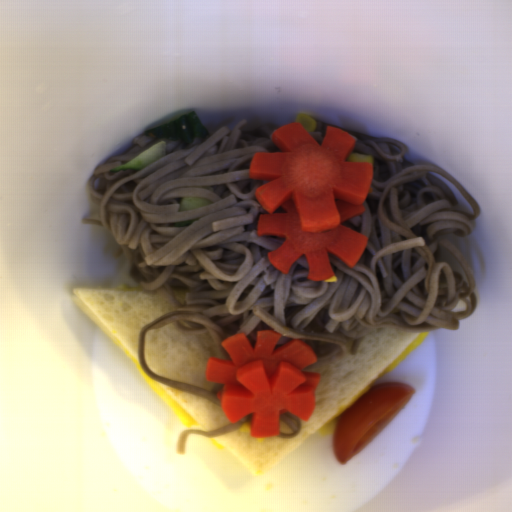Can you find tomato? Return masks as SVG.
<instances>
[{"instance_id": "tomato-1", "label": "tomato", "mask_w": 512, "mask_h": 512, "mask_svg": "<svg viewBox=\"0 0 512 512\" xmlns=\"http://www.w3.org/2000/svg\"><path fill=\"white\" fill-rule=\"evenodd\" d=\"M415 391L407 382L380 383L335 419L332 447L337 464L345 465L367 449Z\"/></svg>"}]
</instances>
